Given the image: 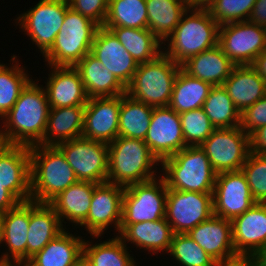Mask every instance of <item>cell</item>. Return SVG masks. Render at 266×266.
<instances>
[{
    "mask_svg": "<svg viewBox=\"0 0 266 266\" xmlns=\"http://www.w3.org/2000/svg\"><path fill=\"white\" fill-rule=\"evenodd\" d=\"M108 158L107 182L126 187L158 176L160 162L144 140L118 136L108 144Z\"/></svg>",
    "mask_w": 266,
    "mask_h": 266,
    "instance_id": "cell-3",
    "label": "cell"
},
{
    "mask_svg": "<svg viewBox=\"0 0 266 266\" xmlns=\"http://www.w3.org/2000/svg\"><path fill=\"white\" fill-rule=\"evenodd\" d=\"M96 185L90 181H78L48 203L56 211L65 228L63 223L66 224V221L76 228L87 218Z\"/></svg>",
    "mask_w": 266,
    "mask_h": 266,
    "instance_id": "cell-29",
    "label": "cell"
},
{
    "mask_svg": "<svg viewBox=\"0 0 266 266\" xmlns=\"http://www.w3.org/2000/svg\"><path fill=\"white\" fill-rule=\"evenodd\" d=\"M256 203H266V155L250 152L241 168Z\"/></svg>",
    "mask_w": 266,
    "mask_h": 266,
    "instance_id": "cell-43",
    "label": "cell"
},
{
    "mask_svg": "<svg viewBox=\"0 0 266 266\" xmlns=\"http://www.w3.org/2000/svg\"><path fill=\"white\" fill-rule=\"evenodd\" d=\"M153 106L138 101L128 94L121 95L119 136L144 140L150 125Z\"/></svg>",
    "mask_w": 266,
    "mask_h": 266,
    "instance_id": "cell-36",
    "label": "cell"
},
{
    "mask_svg": "<svg viewBox=\"0 0 266 266\" xmlns=\"http://www.w3.org/2000/svg\"><path fill=\"white\" fill-rule=\"evenodd\" d=\"M200 147L217 174L238 171L250 154V136L240 126L215 129Z\"/></svg>",
    "mask_w": 266,
    "mask_h": 266,
    "instance_id": "cell-10",
    "label": "cell"
},
{
    "mask_svg": "<svg viewBox=\"0 0 266 266\" xmlns=\"http://www.w3.org/2000/svg\"><path fill=\"white\" fill-rule=\"evenodd\" d=\"M266 125V95L240 115V128L250 135L259 127Z\"/></svg>",
    "mask_w": 266,
    "mask_h": 266,
    "instance_id": "cell-45",
    "label": "cell"
},
{
    "mask_svg": "<svg viewBox=\"0 0 266 266\" xmlns=\"http://www.w3.org/2000/svg\"><path fill=\"white\" fill-rule=\"evenodd\" d=\"M160 165L168 189L213 193L217 173L200 146H187Z\"/></svg>",
    "mask_w": 266,
    "mask_h": 266,
    "instance_id": "cell-5",
    "label": "cell"
},
{
    "mask_svg": "<svg viewBox=\"0 0 266 266\" xmlns=\"http://www.w3.org/2000/svg\"><path fill=\"white\" fill-rule=\"evenodd\" d=\"M1 238H2V214H0V246H2Z\"/></svg>",
    "mask_w": 266,
    "mask_h": 266,
    "instance_id": "cell-56",
    "label": "cell"
},
{
    "mask_svg": "<svg viewBox=\"0 0 266 266\" xmlns=\"http://www.w3.org/2000/svg\"><path fill=\"white\" fill-rule=\"evenodd\" d=\"M187 234L216 262L237 255L234 250L230 220L212 215Z\"/></svg>",
    "mask_w": 266,
    "mask_h": 266,
    "instance_id": "cell-23",
    "label": "cell"
},
{
    "mask_svg": "<svg viewBox=\"0 0 266 266\" xmlns=\"http://www.w3.org/2000/svg\"><path fill=\"white\" fill-rule=\"evenodd\" d=\"M76 266H92V265L84 257H82Z\"/></svg>",
    "mask_w": 266,
    "mask_h": 266,
    "instance_id": "cell-54",
    "label": "cell"
},
{
    "mask_svg": "<svg viewBox=\"0 0 266 266\" xmlns=\"http://www.w3.org/2000/svg\"><path fill=\"white\" fill-rule=\"evenodd\" d=\"M66 229L32 256L25 266H76L83 257L85 238Z\"/></svg>",
    "mask_w": 266,
    "mask_h": 266,
    "instance_id": "cell-28",
    "label": "cell"
},
{
    "mask_svg": "<svg viewBox=\"0 0 266 266\" xmlns=\"http://www.w3.org/2000/svg\"><path fill=\"white\" fill-rule=\"evenodd\" d=\"M85 106L50 108L43 146H56L59 143L82 137Z\"/></svg>",
    "mask_w": 266,
    "mask_h": 266,
    "instance_id": "cell-30",
    "label": "cell"
},
{
    "mask_svg": "<svg viewBox=\"0 0 266 266\" xmlns=\"http://www.w3.org/2000/svg\"><path fill=\"white\" fill-rule=\"evenodd\" d=\"M213 214V193L168 189L165 218L174 234L188 233Z\"/></svg>",
    "mask_w": 266,
    "mask_h": 266,
    "instance_id": "cell-13",
    "label": "cell"
},
{
    "mask_svg": "<svg viewBox=\"0 0 266 266\" xmlns=\"http://www.w3.org/2000/svg\"><path fill=\"white\" fill-rule=\"evenodd\" d=\"M144 142L160 163L187 147L179 114L169 106L154 107Z\"/></svg>",
    "mask_w": 266,
    "mask_h": 266,
    "instance_id": "cell-15",
    "label": "cell"
},
{
    "mask_svg": "<svg viewBox=\"0 0 266 266\" xmlns=\"http://www.w3.org/2000/svg\"><path fill=\"white\" fill-rule=\"evenodd\" d=\"M90 53L125 87L130 84L139 64L110 29L98 27Z\"/></svg>",
    "mask_w": 266,
    "mask_h": 266,
    "instance_id": "cell-19",
    "label": "cell"
},
{
    "mask_svg": "<svg viewBox=\"0 0 266 266\" xmlns=\"http://www.w3.org/2000/svg\"><path fill=\"white\" fill-rule=\"evenodd\" d=\"M189 6L185 0H146L148 29L163 43Z\"/></svg>",
    "mask_w": 266,
    "mask_h": 266,
    "instance_id": "cell-32",
    "label": "cell"
},
{
    "mask_svg": "<svg viewBox=\"0 0 266 266\" xmlns=\"http://www.w3.org/2000/svg\"><path fill=\"white\" fill-rule=\"evenodd\" d=\"M219 26L206 7L190 5L173 33L163 42V53L181 65L218 44Z\"/></svg>",
    "mask_w": 266,
    "mask_h": 266,
    "instance_id": "cell-2",
    "label": "cell"
},
{
    "mask_svg": "<svg viewBox=\"0 0 266 266\" xmlns=\"http://www.w3.org/2000/svg\"><path fill=\"white\" fill-rule=\"evenodd\" d=\"M0 184L20 203L31 200L30 148L0 145Z\"/></svg>",
    "mask_w": 266,
    "mask_h": 266,
    "instance_id": "cell-17",
    "label": "cell"
},
{
    "mask_svg": "<svg viewBox=\"0 0 266 266\" xmlns=\"http://www.w3.org/2000/svg\"><path fill=\"white\" fill-rule=\"evenodd\" d=\"M80 73L89 98L126 93V87L90 52L74 66Z\"/></svg>",
    "mask_w": 266,
    "mask_h": 266,
    "instance_id": "cell-31",
    "label": "cell"
},
{
    "mask_svg": "<svg viewBox=\"0 0 266 266\" xmlns=\"http://www.w3.org/2000/svg\"><path fill=\"white\" fill-rule=\"evenodd\" d=\"M236 65L224 54L219 44L188 58L181 69L189 76L210 83L222 85Z\"/></svg>",
    "mask_w": 266,
    "mask_h": 266,
    "instance_id": "cell-27",
    "label": "cell"
},
{
    "mask_svg": "<svg viewBox=\"0 0 266 266\" xmlns=\"http://www.w3.org/2000/svg\"><path fill=\"white\" fill-rule=\"evenodd\" d=\"M214 0H199L198 7H207Z\"/></svg>",
    "mask_w": 266,
    "mask_h": 266,
    "instance_id": "cell-53",
    "label": "cell"
},
{
    "mask_svg": "<svg viewBox=\"0 0 266 266\" xmlns=\"http://www.w3.org/2000/svg\"><path fill=\"white\" fill-rule=\"evenodd\" d=\"M110 29L138 64L150 62L163 53V43L148 29L105 27Z\"/></svg>",
    "mask_w": 266,
    "mask_h": 266,
    "instance_id": "cell-33",
    "label": "cell"
},
{
    "mask_svg": "<svg viewBox=\"0 0 266 266\" xmlns=\"http://www.w3.org/2000/svg\"><path fill=\"white\" fill-rule=\"evenodd\" d=\"M218 44L236 65H252L266 49V28L249 21L226 23L219 26Z\"/></svg>",
    "mask_w": 266,
    "mask_h": 266,
    "instance_id": "cell-12",
    "label": "cell"
},
{
    "mask_svg": "<svg viewBox=\"0 0 266 266\" xmlns=\"http://www.w3.org/2000/svg\"><path fill=\"white\" fill-rule=\"evenodd\" d=\"M51 71L45 82L50 108L85 106L88 102L84 84L75 67L47 65Z\"/></svg>",
    "mask_w": 266,
    "mask_h": 266,
    "instance_id": "cell-20",
    "label": "cell"
},
{
    "mask_svg": "<svg viewBox=\"0 0 266 266\" xmlns=\"http://www.w3.org/2000/svg\"><path fill=\"white\" fill-rule=\"evenodd\" d=\"M169 253L179 266H215L216 263L187 233L173 234Z\"/></svg>",
    "mask_w": 266,
    "mask_h": 266,
    "instance_id": "cell-40",
    "label": "cell"
},
{
    "mask_svg": "<svg viewBox=\"0 0 266 266\" xmlns=\"http://www.w3.org/2000/svg\"><path fill=\"white\" fill-rule=\"evenodd\" d=\"M251 66L266 81V49L256 57Z\"/></svg>",
    "mask_w": 266,
    "mask_h": 266,
    "instance_id": "cell-50",
    "label": "cell"
},
{
    "mask_svg": "<svg viewBox=\"0 0 266 266\" xmlns=\"http://www.w3.org/2000/svg\"><path fill=\"white\" fill-rule=\"evenodd\" d=\"M202 108L216 129L240 126L241 113L223 85L211 87Z\"/></svg>",
    "mask_w": 266,
    "mask_h": 266,
    "instance_id": "cell-38",
    "label": "cell"
},
{
    "mask_svg": "<svg viewBox=\"0 0 266 266\" xmlns=\"http://www.w3.org/2000/svg\"><path fill=\"white\" fill-rule=\"evenodd\" d=\"M211 87L210 83L191 77L180 69L168 106L178 114L202 108Z\"/></svg>",
    "mask_w": 266,
    "mask_h": 266,
    "instance_id": "cell-34",
    "label": "cell"
},
{
    "mask_svg": "<svg viewBox=\"0 0 266 266\" xmlns=\"http://www.w3.org/2000/svg\"><path fill=\"white\" fill-rule=\"evenodd\" d=\"M70 7L95 22L99 27L103 26L109 0H68Z\"/></svg>",
    "mask_w": 266,
    "mask_h": 266,
    "instance_id": "cell-44",
    "label": "cell"
},
{
    "mask_svg": "<svg viewBox=\"0 0 266 266\" xmlns=\"http://www.w3.org/2000/svg\"><path fill=\"white\" fill-rule=\"evenodd\" d=\"M186 146H200L216 129L203 108L179 114Z\"/></svg>",
    "mask_w": 266,
    "mask_h": 266,
    "instance_id": "cell-41",
    "label": "cell"
},
{
    "mask_svg": "<svg viewBox=\"0 0 266 266\" xmlns=\"http://www.w3.org/2000/svg\"><path fill=\"white\" fill-rule=\"evenodd\" d=\"M103 27L148 28L146 0H109Z\"/></svg>",
    "mask_w": 266,
    "mask_h": 266,
    "instance_id": "cell-39",
    "label": "cell"
},
{
    "mask_svg": "<svg viewBox=\"0 0 266 266\" xmlns=\"http://www.w3.org/2000/svg\"><path fill=\"white\" fill-rule=\"evenodd\" d=\"M79 181L107 182L108 144L77 138L56 145Z\"/></svg>",
    "mask_w": 266,
    "mask_h": 266,
    "instance_id": "cell-11",
    "label": "cell"
},
{
    "mask_svg": "<svg viewBox=\"0 0 266 266\" xmlns=\"http://www.w3.org/2000/svg\"><path fill=\"white\" fill-rule=\"evenodd\" d=\"M69 7L68 0H40L34 7L18 15L15 23L43 56L52 47Z\"/></svg>",
    "mask_w": 266,
    "mask_h": 266,
    "instance_id": "cell-9",
    "label": "cell"
},
{
    "mask_svg": "<svg viewBox=\"0 0 266 266\" xmlns=\"http://www.w3.org/2000/svg\"><path fill=\"white\" fill-rule=\"evenodd\" d=\"M27 235V261L63 232L61 220L48 203L30 200V221Z\"/></svg>",
    "mask_w": 266,
    "mask_h": 266,
    "instance_id": "cell-25",
    "label": "cell"
},
{
    "mask_svg": "<svg viewBox=\"0 0 266 266\" xmlns=\"http://www.w3.org/2000/svg\"><path fill=\"white\" fill-rule=\"evenodd\" d=\"M189 5L197 6L199 4V0H185Z\"/></svg>",
    "mask_w": 266,
    "mask_h": 266,
    "instance_id": "cell-55",
    "label": "cell"
},
{
    "mask_svg": "<svg viewBox=\"0 0 266 266\" xmlns=\"http://www.w3.org/2000/svg\"><path fill=\"white\" fill-rule=\"evenodd\" d=\"M167 185L162 176L125 187L121 224L165 218Z\"/></svg>",
    "mask_w": 266,
    "mask_h": 266,
    "instance_id": "cell-8",
    "label": "cell"
},
{
    "mask_svg": "<svg viewBox=\"0 0 266 266\" xmlns=\"http://www.w3.org/2000/svg\"><path fill=\"white\" fill-rule=\"evenodd\" d=\"M98 27L69 7L52 47L43 55L45 65L74 67L90 52Z\"/></svg>",
    "mask_w": 266,
    "mask_h": 266,
    "instance_id": "cell-6",
    "label": "cell"
},
{
    "mask_svg": "<svg viewBox=\"0 0 266 266\" xmlns=\"http://www.w3.org/2000/svg\"><path fill=\"white\" fill-rule=\"evenodd\" d=\"M249 136L250 152L266 155V125L259 127Z\"/></svg>",
    "mask_w": 266,
    "mask_h": 266,
    "instance_id": "cell-46",
    "label": "cell"
},
{
    "mask_svg": "<svg viewBox=\"0 0 266 266\" xmlns=\"http://www.w3.org/2000/svg\"><path fill=\"white\" fill-rule=\"evenodd\" d=\"M20 202L0 184V214L16 207Z\"/></svg>",
    "mask_w": 266,
    "mask_h": 266,
    "instance_id": "cell-49",
    "label": "cell"
},
{
    "mask_svg": "<svg viewBox=\"0 0 266 266\" xmlns=\"http://www.w3.org/2000/svg\"><path fill=\"white\" fill-rule=\"evenodd\" d=\"M0 266H25V265L18 262H0Z\"/></svg>",
    "mask_w": 266,
    "mask_h": 266,
    "instance_id": "cell-52",
    "label": "cell"
},
{
    "mask_svg": "<svg viewBox=\"0 0 266 266\" xmlns=\"http://www.w3.org/2000/svg\"><path fill=\"white\" fill-rule=\"evenodd\" d=\"M30 221V201L21 202L13 209L2 214L1 244L6 251L1 254L0 262H27V235Z\"/></svg>",
    "mask_w": 266,
    "mask_h": 266,
    "instance_id": "cell-21",
    "label": "cell"
},
{
    "mask_svg": "<svg viewBox=\"0 0 266 266\" xmlns=\"http://www.w3.org/2000/svg\"><path fill=\"white\" fill-rule=\"evenodd\" d=\"M256 0H214L206 8L212 18L223 25L248 21Z\"/></svg>",
    "mask_w": 266,
    "mask_h": 266,
    "instance_id": "cell-42",
    "label": "cell"
},
{
    "mask_svg": "<svg viewBox=\"0 0 266 266\" xmlns=\"http://www.w3.org/2000/svg\"><path fill=\"white\" fill-rule=\"evenodd\" d=\"M222 85L240 113L266 95V81L251 65L235 66Z\"/></svg>",
    "mask_w": 266,
    "mask_h": 266,
    "instance_id": "cell-26",
    "label": "cell"
},
{
    "mask_svg": "<svg viewBox=\"0 0 266 266\" xmlns=\"http://www.w3.org/2000/svg\"><path fill=\"white\" fill-rule=\"evenodd\" d=\"M248 21L266 28V0H256Z\"/></svg>",
    "mask_w": 266,
    "mask_h": 266,
    "instance_id": "cell-48",
    "label": "cell"
},
{
    "mask_svg": "<svg viewBox=\"0 0 266 266\" xmlns=\"http://www.w3.org/2000/svg\"><path fill=\"white\" fill-rule=\"evenodd\" d=\"M173 231L166 218L156 221L139 222L133 224H120L118 236L128 244H133L140 249L152 254L165 252L168 254ZM130 242V243H129Z\"/></svg>",
    "mask_w": 266,
    "mask_h": 266,
    "instance_id": "cell-24",
    "label": "cell"
},
{
    "mask_svg": "<svg viewBox=\"0 0 266 266\" xmlns=\"http://www.w3.org/2000/svg\"><path fill=\"white\" fill-rule=\"evenodd\" d=\"M236 254L255 255L266 246V203H256L232 221Z\"/></svg>",
    "mask_w": 266,
    "mask_h": 266,
    "instance_id": "cell-22",
    "label": "cell"
},
{
    "mask_svg": "<svg viewBox=\"0 0 266 266\" xmlns=\"http://www.w3.org/2000/svg\"><path fill=\"white\" fill-rule=\"evenodd\" d=\"M215 266H257L253 255L237 254L231 258L217 261Z\"/></svg>",
    "mask_w": 266,
    "mask_h": 266,
    "instance_id": "cell-47",
    "label": "cell"
},
{
    "mask_svg": "<svg viewBox=\"0 0 266 266\" xmlns=\"http://www.w3.org/2000/svg\"><path fill=\"white\" fill-rule=\"evenodd\" d=\"M87 239L83 245V257L92 266H138L129 252V247L118 235L93 245Z\"/></svg>",
    "mask_w": 266,
    "mask_h": 266,
    "instance_id": "cell-35",
    "label": "cell"
},
{
    "mask_svg": "<svg viewBox=\"0 0 266 266\" xmlns=\"http://www.w3.org/2000/svg\"><path fill=\"white\" fill-rule=\"evenodd\" d=\"M38 84L32 79L1 120L0 139L3 144L31 147L43 140L50 105L43 85Z\"/></svg>",
    "mask_w": 266,
    "mask_h": 266,
    "instance_id": "cell-1",
    "label": "cell"
},
{
    "mask_svg": "<svg viewBox=\"0 0 266 266\" xmlns=\"http://www.w3.org/2000/svg\"><path fill=\"white\" fill-rule=\"evenodd\" d=\"M124 190L125 187L110 182L97 184L92 194L87 218L78 228L84 227L90 234V238L92 236L91 239H100L110 227L115 228L118 235L122 219Z\"/></svg>",
    "mask_w": 266,
    "mask_h": 266,
    "instance_id": "cell-14",
    "label": "cell"
},
{
    "mask_svg": "<svg viewBox=\"0 0 266 266\" xmlns=\"http://www.w3.org/2000/svg\"><path fill=\"white\" fill-rule=\"evenodd\" d=\"M121 95L89 98L84 111L82 137L110 144L119 136Z\"/></svg>",
    "mask_w": 266,
    "mask_h": 266,
    "instance_id": "cell-18",
    "label": "cell"
},
{
    "mask_svg": "<svg viewBox=\"0 0 266 266\" xmlns=\"http://www.w3.org/2000/svg\"><path fill=\"white\" fill-rule=\"evenodd\" d=\"M180 69V64L161 53L156 59L138 65L126 94L153 107L168 106Z\"/></svg>",
    "mask_w": 266,
    "mask_h": 266,
    "instance_id": "cell-7",
    "label": "cell"
},
{
    "mask_svg": "<svg viewBox=\"0 0 266 266\" xmlns=\"http://www.w3.org/2000/svg\"><path fill=\"white\" fill-rule=\"evenodd\" d=\"M256 265L257 266H266V246L261 248L255 255H254Z\"/></svg>",
    "mask_w": 266,
    "mask_h": 266,
    "instance_id": "cell-51",
    "label": "cell"
},
{
    "mask_svg": "<svg viewBox=\"0 0 266 266\" xmlns=\"http://www.w3.org/2000/svg\"><path fill=\"white\" fill-rule=\"evenodd\" d=\"M18 60L13 55L9 61L14 64L7 66L0 62V120L12 109L22 90L32 80L26 66L20 65Z\"/></svg>",
    "mask_w": 266,
    "mask_h": 266,
    "instance_id": "cell-37",
    "label": "cell"
},
{
    "mask_svg": "<svg viewBox=\"0 0 266 266\" xmlns=\"http://www.w3.org/2000/svg\"><path fill=\"white\" fill-rule=\"evenodd\" d=\"M254 204L242 170L217 174L213 191L214 215L232 221Z\"/></svg>",
    "mask_w": 266,
    "mask_h": 266,
    "instance_id": "cell-16",
    "label": "cell"
},
{
    "mask_svg": "<svg viewBox=\"0 0 266 266\" xmlns=\"http://www.w3.org/2000/svg\"><path fill=\"white\" fill-rule=\"evenodd\" d=\"M29 148L32 201L49 203L59 193L79 181L56 146L38 144Z\"/></svg>",
    "mask_w": 266,
    "mask_h": 266,
    "instance_id": "cell-4",
    "label": "cell"
}]
</instances>
